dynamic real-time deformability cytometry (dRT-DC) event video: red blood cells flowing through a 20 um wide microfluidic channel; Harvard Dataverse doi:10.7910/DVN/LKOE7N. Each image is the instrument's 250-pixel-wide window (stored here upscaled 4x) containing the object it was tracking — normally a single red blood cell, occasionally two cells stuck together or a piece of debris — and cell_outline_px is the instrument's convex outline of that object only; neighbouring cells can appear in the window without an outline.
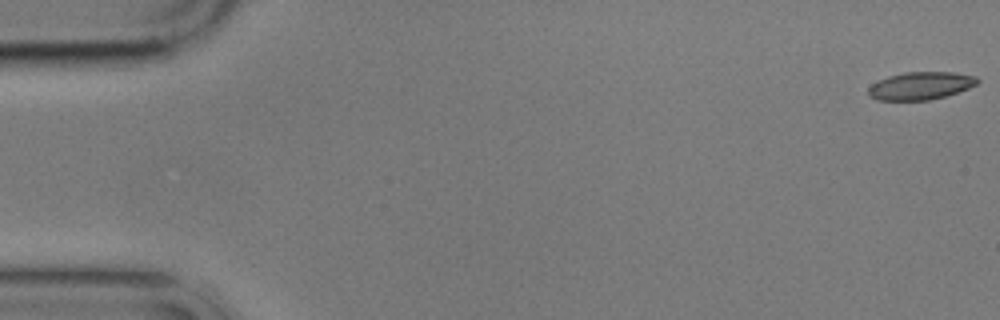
{"species": "common noctule bat (a hibernating species)", "species_latin": "Nyctalus noctula", "temperature_condition": "cold", "stored_images_in_passage": 6, "camera_frame_rate_fps": 3000, "um_per_image_px": 0.085, "animal": {"sex": "male", "body_mass_g": 17.9}, "frame": {"image": 1, "passage_image": 1, "time_ms": 0.0, "image_size_px": [1000, 320], "cell_outline_px": [[980, 80], [976, 84], [968, 88], [944, 96], [928, 100], [876, 100], [868, 96], [868, 88], [872, 84], [888, 76], [904, 72], [956, 72], [976, 76]], "centroid_in_image_um": [78.23, 7.28], "position_along_channel_um": 6.8, "area_um2": 17.57}}
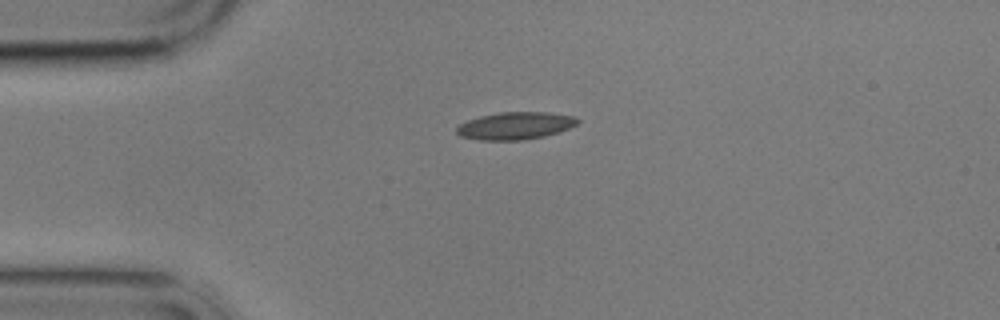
{"frame": {"image": 2, "passage_image": 4, "time_ms": 4.333, "image_size_px": [1000, 320], "cell_outline_px": [[580, 120], [576, 124], [560, 132], [544, 136], [524, 140], [480, 140], [460, 136], [456, 132], [456, 128], [460, 124], [468, 120], [480, 116], [500, 112], [548, 112], [576, 116]], "centroid_in_image_um": [43.82, 10.68], "position_along_channel_um": 41.2, "area_um2": 19.36}}